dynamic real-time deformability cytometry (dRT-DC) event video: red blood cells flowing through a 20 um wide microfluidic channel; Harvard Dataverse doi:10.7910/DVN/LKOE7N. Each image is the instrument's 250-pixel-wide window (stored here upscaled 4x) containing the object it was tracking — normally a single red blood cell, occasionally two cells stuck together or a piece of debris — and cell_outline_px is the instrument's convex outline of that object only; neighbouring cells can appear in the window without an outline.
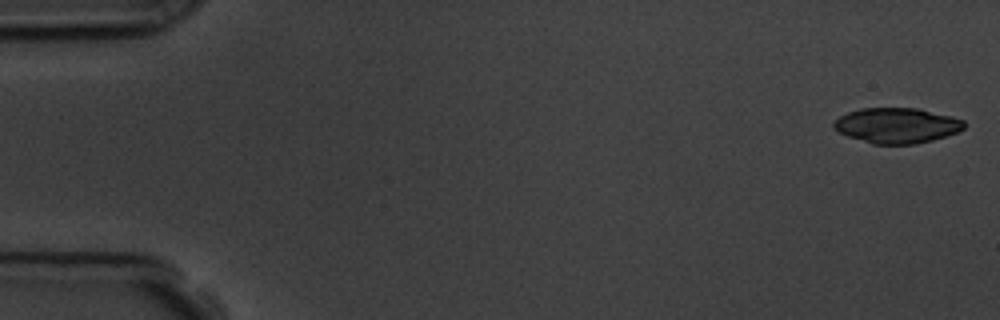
{"species": "common noctule bat (a hibernating species)", "species_latin": "Nyctalus noctula", "temperature_condition": "room temperature", "stored_images_in_passage": 55, "camera_frame_rate_fps": 3000, "um_per_image_px": 0.085, "animal": {"sex": "male", "body_mass_g": 19.5, "forearm_length_mm": 54.6}, "frame": {"image": 1, "passage_image": 1, "time_ms": 0.0, "image_size_px": [1000, 320], "cell_outline_px": [[964, 128], [956, 132], [932, 140], [916, 144], [872, 144], [836, 132], [832, 124], [840, 116], [848, 112], [860, 108], [916, 108], [952, 116], [964, 120]], "centroid_in_image_um": [76.2, 10.66], "position_along_channel_um": 8.8, "area_um2": 26.76}}
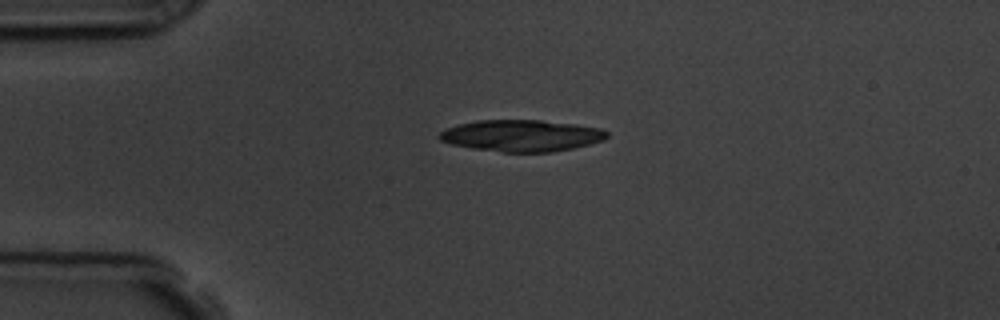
{"frame": {"image": 2, "passage_image": 13, "time_ms": 4.0, "image_size_px": [1000, 320], "cell_outline_px": [[608, 136], [604, 140], [572, 148], [552, 152], [504, 152], [472, 148], [452, 144], [440, 140], [436, 136], [444, 128], [476, 120], [540, 120], [576, 124], [600, 128], [608, 132]], "centroid_in_image_um": [44.31, 11.52], "position_along_channel_um": 40.7, "area_um2": 30.87}}